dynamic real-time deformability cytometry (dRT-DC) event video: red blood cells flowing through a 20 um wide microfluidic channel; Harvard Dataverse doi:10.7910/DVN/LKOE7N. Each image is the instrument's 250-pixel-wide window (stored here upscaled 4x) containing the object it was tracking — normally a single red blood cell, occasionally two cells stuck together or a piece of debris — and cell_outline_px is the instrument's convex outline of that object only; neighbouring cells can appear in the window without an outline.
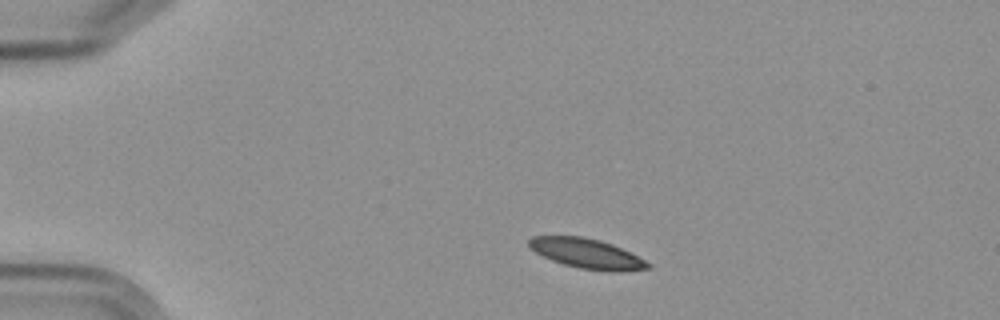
{"species": "Egyptian fruit bat (a non-hibernating species)", "species_latin": "Rousettus aegyptiacus", "temperature_condition": "cold", "stored_images_in_passage": 7, "camera_frame_rate_fps": 3000, "um_per_image_px": 0.085, "frame": {"image": 1, "passage_image": 1, "time_ms": 0.0, "image_size_px": [1000, 320], "cell_outline_px": [[652, 268], [620, 272], [608, 272], [580, 268], [564, 264], [552, 260], [528, 248], [528, 240], [532, 236], [584, 236], [600, 240], [612, 244], [652, 264]], "centroid_in_image_um": [49.88, 21.56], "position_along_channel_um": 35.1, "area_um2": 20.69}}
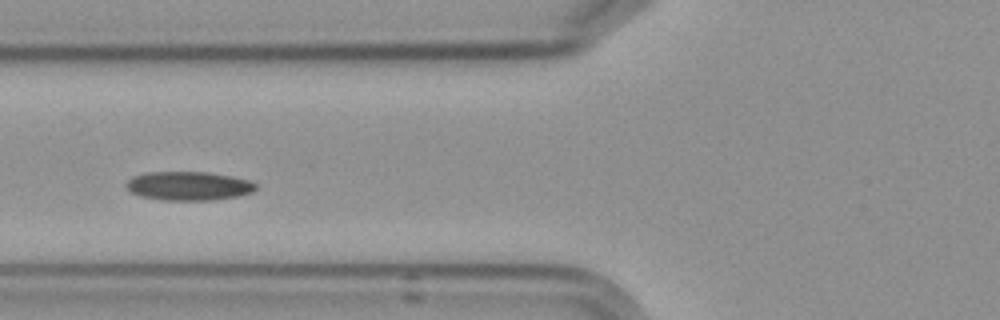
{"frame": {"image": 2, "passage_image": 4, "time_ms": 3.667, "image_size_px": [1000, 320], "cell_outline_px": [[256, 188], [252, 192], [236, 196], [212, 200], [160, 200], [140, 196], [132, 192], [124, 184], [132, 176], [144, 172], [208, 172], [232, 176], [248, 180], [256, 184]], "centroid_in_image_um": [15.99, 15.8], "position_along_channel_um": 109.8, "area_um2": 21.79}}
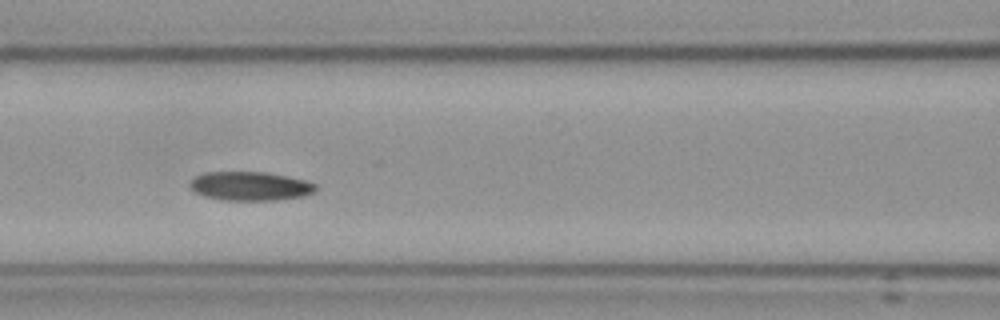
{"frame": {"image": 3, "passage_image": 5, "time_ms": 4.667, "image_size_px": [1000, 320], "cell_outline_px": [[316, 192], [304, 196], [276, 200], [224, 200], [204, 196], [192, 192], [188, 188], [188, 184], [196, 176], [204, 172], [268, 172], [288, 176], [304, 180], [316, 184]], "centroid_in_image_um": [21.24, 15.82], "position_along_channel_um": 145.4, "area_um2": 21.44}}